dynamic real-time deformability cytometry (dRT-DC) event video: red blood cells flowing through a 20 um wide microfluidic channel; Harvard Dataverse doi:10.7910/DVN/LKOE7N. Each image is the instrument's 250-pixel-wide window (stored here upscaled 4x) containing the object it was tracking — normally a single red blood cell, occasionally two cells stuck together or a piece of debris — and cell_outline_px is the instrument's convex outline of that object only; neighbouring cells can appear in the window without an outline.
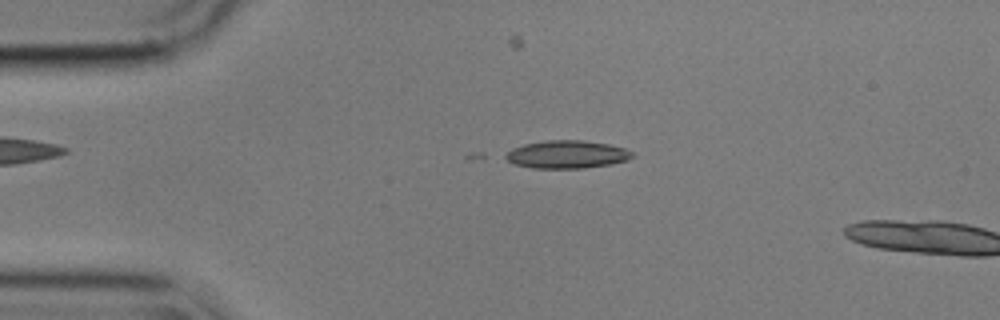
{"species": "common noctule bat (a hibernating species)", "species_latin": "Nyctalus noctula", "temperature_condition": "cold", "stored_images_in_passage": 13, "camera_frame_rate_fps": 3000, "um_per_image_px": 0.085, "animal": {"sex": "male", "body_mass_g": 17.9}, "frame": {"image": 1, "passage_image": 11, "time_ms": 3.333, "image_size_px": [1000, 320], "cell_outline_px": [[636, 156], [628, 160], [612, 164], [584, 168], [532, 168], [512, 164], [500, 156], [512, 148], [524, 144], [544, 140], [584, 140], [608, 144], [624, 148], [636, 152]], "centroid_in_image_um": [48.17, 13.13], "position_along_channel_um": 36.8, "area_um2": 21.1}}